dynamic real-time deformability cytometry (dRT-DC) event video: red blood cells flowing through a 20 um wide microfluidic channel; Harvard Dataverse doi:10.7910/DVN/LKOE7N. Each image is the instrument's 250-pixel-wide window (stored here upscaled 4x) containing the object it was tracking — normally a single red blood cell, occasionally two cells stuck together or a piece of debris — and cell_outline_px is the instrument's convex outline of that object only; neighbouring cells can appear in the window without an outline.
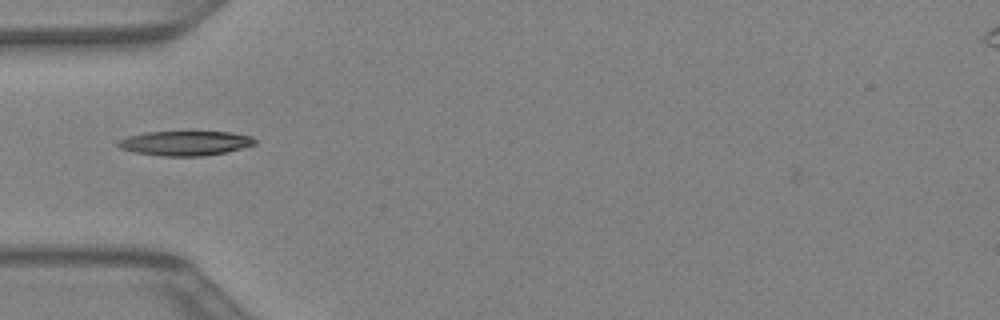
{"species": "Egyptian fruit bat (a non-hibernating species)", "species_latin": "Rousettus aegyptiacus", "temperature_condition": "warm", "stored_images_in_passage": 32, "camera_frame_rate_fps": 3000, "um_per_image_px": 0.085, "animal": {"sex": "female"}, "frame": {"image": 1, "passage_image": 4, "time_ms": 1.0, "image_size_px": [1000, 320], "cell_outline_px": [[256, 144], [224, 152], [204, 156], [164, 156], [136, 152], [120, 148], [116, 144], [116, 140], [128, 136], [144, 132], [228, 132], [252, 136], [256, 140]], "centroid_in_image_um": [15.71, 12.16], "position_along_channel_um": 69.3, "area_um2": 19.48}}
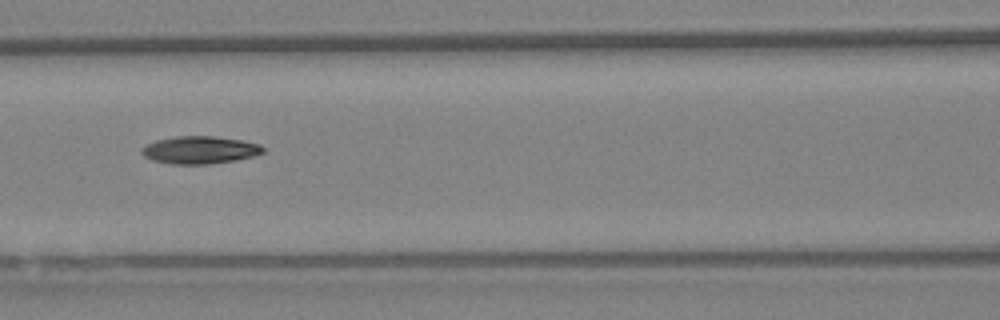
{"frame": {"image": 2, "passage_image": 9, "time_ms": 2.667, "image_size_px": [1000, 320], "cell_outline_px": [[264, 152], [252, 156], [236, 160], [208, 164], [172, 164], [152, 160], [144, 156], [140, 152], [140, 148], [156, 140], [176, 136], [212, 136], [240, 140], [260, 144], [264, 148]], "centroid_in_image_um": [16.96, 12.75], "position_along_channel_um": 149.6, "area_um2": 19.42}}
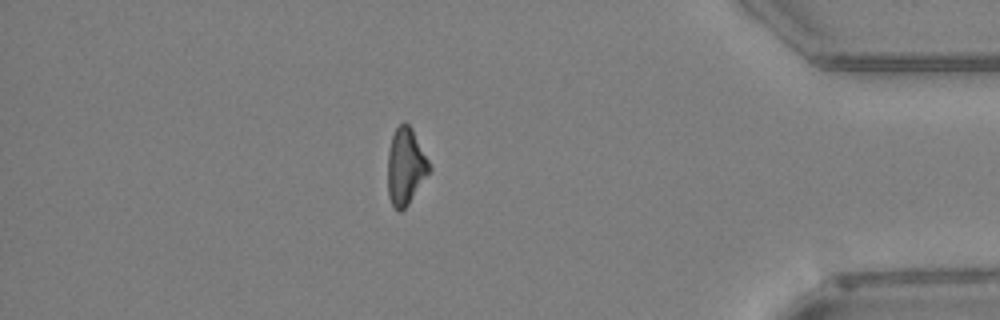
{"frame": {"image": 3, "passage_image": 27, "time_ms": 8.667, "image_size_px": [1000, 320], "cell_outline_px": [[432, 168], [408, 204], [400, 212], [392, 204], [388, 196], [388, 152], [392, 136], [396, 128], [404, 120], [412, 128]], "centroid_in_image_um": [34.47, 14.13], "position_along_channel_um": 400.7, "area_um2": 18.38}}